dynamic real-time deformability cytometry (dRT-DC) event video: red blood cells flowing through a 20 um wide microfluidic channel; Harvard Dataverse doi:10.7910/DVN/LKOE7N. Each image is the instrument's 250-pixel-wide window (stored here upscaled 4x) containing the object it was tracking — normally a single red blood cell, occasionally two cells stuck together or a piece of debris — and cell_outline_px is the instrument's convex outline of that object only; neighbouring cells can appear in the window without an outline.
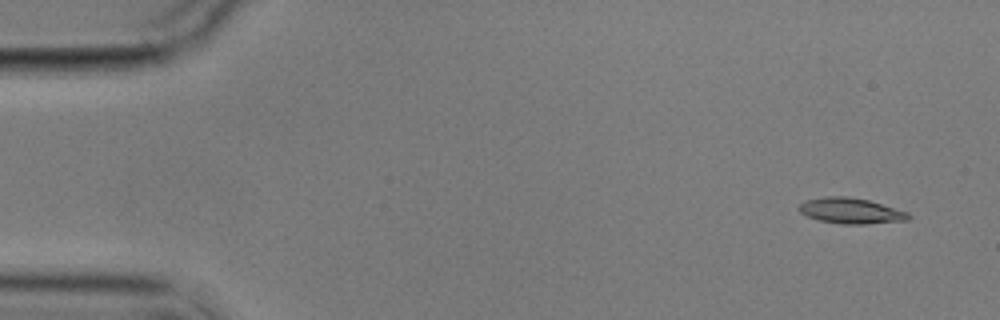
{"species": "common noctule bat (a hibernating species)", "species_latin": "Nyctalus noctula", "temperature_condition": "cold", "stored_images_in_passage": 9, "camera_frame_rate_fps": 3000, "um_per_image_px": 0.085, "animal": {"sex": "male", "body_mass_g": 17.9}, "frame": {"image": 1, "passage_image": 1, "time_ms": 0.0, "image_size_px": [1000, 320], "cell_outline_px": [[912, 216], [908, 220], [864, 224], [840, 224], [820, 220], [808, 216], [800, 212], [796, 208], [800, 204], [808, 200], [824, 196], [848, 196], [868, 200], [908, 212]], "centroid_in_image_um": [72.32, 17.92], "position_along_channel_um": 12.7, "area_um2": 16.3}}
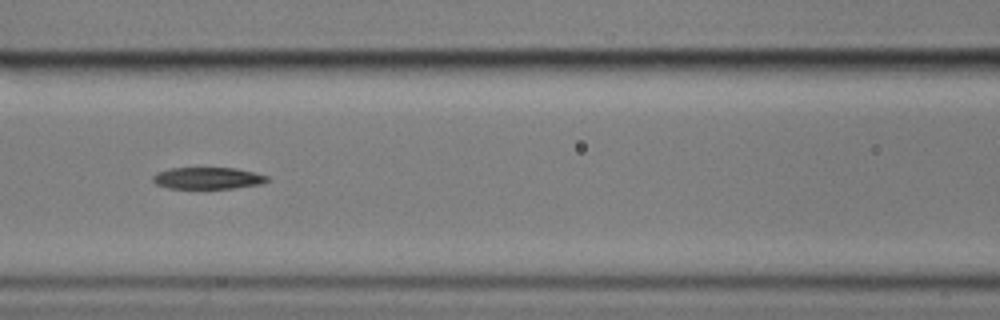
{"frame": {"image": 2, "passage_image": 7, "time_ms": 7.0, "image_size_px": [1000, 320], "cell_outline_px": [[268, 180], [260, 184], [232, 188], [168, 188], [156, 184], [152, 180], [152, 176], [156, 172], [172, 168], [236, 168], [268, 176]], "centroid_in_image_um": [17.61, 15.14], "position_along_channel_um": 149.0, "area_um2": 14.33}}
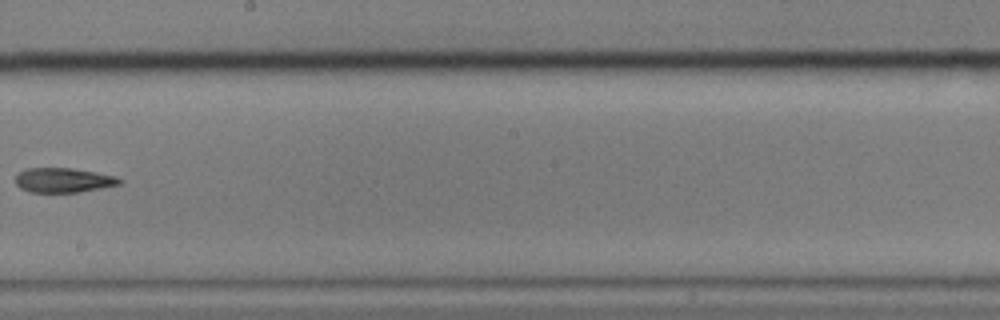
{"frame": {"image": 3, "passage_image": 9, "time_ms": 9.667, "image_size_px": [1000, 320], "cell_outline_px": [[124, 180], [120, 184], [80, 192], [32, 192], [20, 188], [16, 184], [16, 176], [20, 172], [28, 168], [72, 168], [96, 172], [116, 176]], "centroid_in_image_um": [5.42, 15.31], "position_along_channel_um": 242.8, "area_um2": 14.85}}